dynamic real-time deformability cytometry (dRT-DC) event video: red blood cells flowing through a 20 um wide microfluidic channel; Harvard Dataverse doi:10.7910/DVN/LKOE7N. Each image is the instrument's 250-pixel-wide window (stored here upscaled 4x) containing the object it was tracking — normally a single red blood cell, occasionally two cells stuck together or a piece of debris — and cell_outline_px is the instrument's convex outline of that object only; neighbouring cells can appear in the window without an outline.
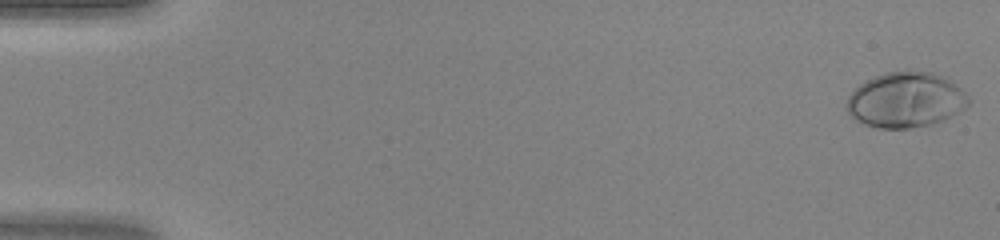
{"species": "human", "species_latin": "Homo sapiens", "temperature_condition": "warm", "stored_images_in_passage": 47, "camera_frame_rate_fps": 3000, "um_per_image_px": 0.085, "donor": {"sex": "female"}, "frame": {"image": 1, "passage_image": 1, "time_ms": 0.0, "image_size_px": [1000, 240], "cell_outline_px": [[972, 100], [964, 108], [944, 120], [932, 124], [912, 128], [876, 128], [864, 124], [856, 120], [848, 112], [844, 104], [848, 96], [864, 80], [884, 72], [908, 68], [932, 72], [948, 76]], "centroid_in_image_um": [76.99, 8.45], "position_along_channel_um": 8.0, "area_um2": 40.23}}
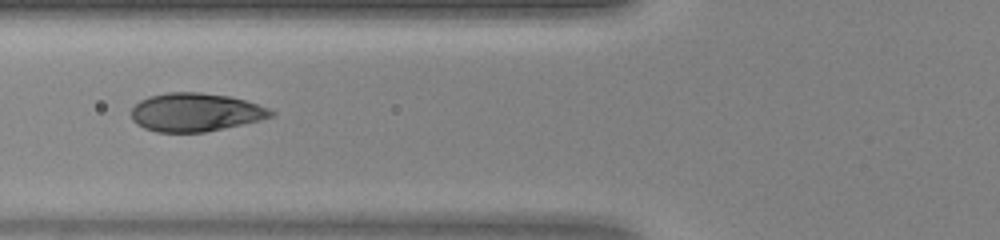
{"frame": {"image": 2, "passage_image": 19, "time_ms": 6.0, "image_size_px": [1000, 240], "cell_outline_px": [[276, 112], [272, 116], [260, 120], [204, 132], [156, 132], [144, 128], [136, 124], [132, 120], [132, 108], [140, 100], [148, 96], [168, 92], [200, 92], [228, 96], [244, 100], [268, 108]], "centroid_in_image_um": [16.58, 9.54], "position_along_channel_um": 109.2, "area_um2": 31.1}}
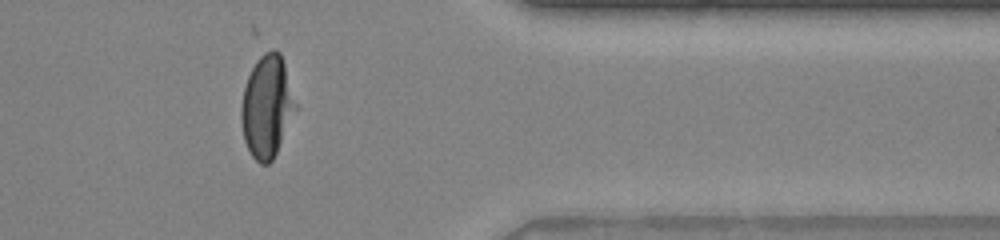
{"frame": {"image": 3, "passage_image": 39, "time_ms": 12.667, "image_size_px": [1000, 240], "cell_outline_px": [[296, 108], [276, 152], [272, 160], [268, 164], [260, 164], [252, 156], [244, 140], [240, 116], [240, 108], [244, 88], [248, 76], [256, 60], [264, 52], [272, 48], [276, 48], [280, 52], [284, 64], [296, 104]], "centroid_in_image_um": [22.66, 9.03], "position_along_channel_um": 388.7, "area_um2": 31.91}}